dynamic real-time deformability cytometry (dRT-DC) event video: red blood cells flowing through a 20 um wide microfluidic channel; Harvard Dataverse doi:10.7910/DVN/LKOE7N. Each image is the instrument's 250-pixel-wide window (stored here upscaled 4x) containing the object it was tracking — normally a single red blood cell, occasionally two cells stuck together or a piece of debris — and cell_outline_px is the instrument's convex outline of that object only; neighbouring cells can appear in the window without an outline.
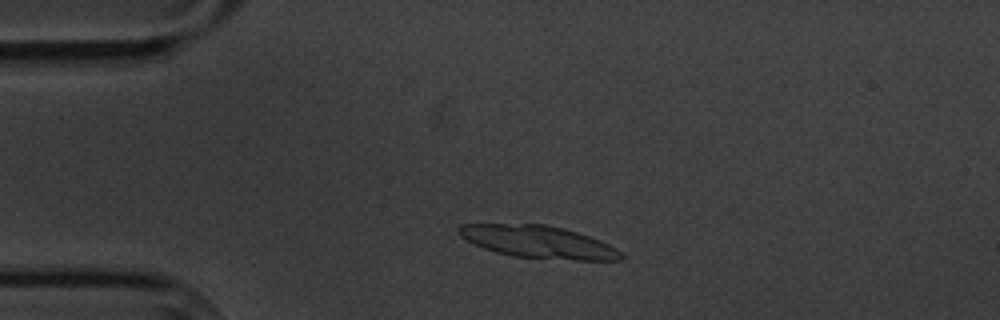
{"species": "common noctule bat (a hibernating species)", "species_latin": "Nyctalus noctula", "temperature_condition": "cold", "stored_images_in_passage": 8, "segment_of_instrument_passage": [1, 2], "camera_frame_rate_fps": 3000, "um_per_image_px": 0.085, "animal": {"sex": "male", "body_mass_g": 20.1, "forearm_length_mm": 53.5}, "frame": {"image": 1, "passage_image": 2, "time_ms": 1.333, "image_size_px": [1000, 320], "cell_outline_px": [[624, 260], [576, 260], [512, 256], [496, 252], [484, 248], [460, 236], [456, 228], [460, 224], [544, 224], [564, 228], [600, 240], [616, 248], [624, 256]], "centroid_in_image_um": [45.76, 20.56], "position_along_channel_um": 39.2, "area_um2": 30.4}}